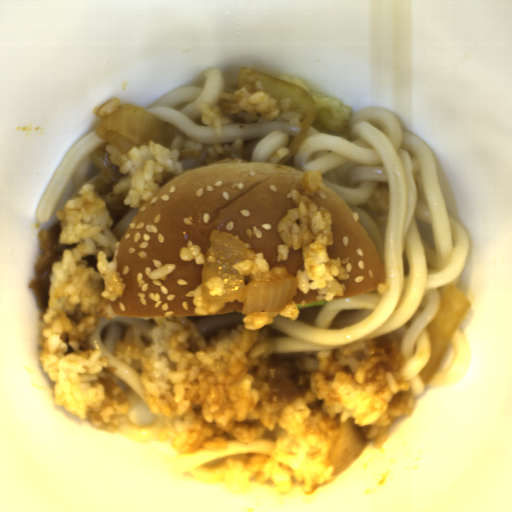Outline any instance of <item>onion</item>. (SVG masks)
<instances>
[{"label":"onion","mask_w":512,"mask_h":512,"mask_svg":"<svg viewBox=\"0 0 512 512\" xmlns=\"http://www.w3.org/2000/svg\"><path fill=\"white\" fill-rule=\"evenodd\" d=\"M256 253L237 237L224 231L209 233V246L204 255L201 278V300L208 305H223L237 299L242 302V314L267 313L277 316L287 304L293 305L297 294L296 278L255 281L253 275L242 276L232 265L244 260L253 261ZM221 276L227 294L213 297L204 282Z\"/></svg>","instance_id":"1"},{"label":"onion","mask_w":512,"mask_h":512,"mask_svg":"<svg viewBox=\"0 0 512 512\" xmlns=\"http://www.w3.org/2000/svg\"><path fill=\"white\" fill-rule=\"evenodd\" d=\"M95 134L123 154L132 147L140 148L153 141L169 149L175 138L190 139L172 123L155 117L141 106L120 103L115 111L102 118Z\"/></svg>","instance_id":"2"},{"label":"onion","mask_w":512,"mask_h":512,"mask_svg":"<svg viewBox=\"0 0 512 512\" xmlns=\"http://www.w3.org/2000/svg\"><path fill=\"white\" fill-rule=\"evenodd\" d=\"M471 310L472 303L466 293L451 284L441 297L436 317L429 323L431 357L418 373L426 388L434 379L457 328Z\"/></svg>","instance_id":"3"},{"label":"onion","mask_w":512,"mask_h":512,"mask_svg":"<svg viewBox=\"0 0 512 512\" xmlns=\"http://www.w3.org/2000/svg\"><path fill=\"white\" fill-rule=\"evenodd\" d=\"M259 81H261L265 87L267 94L277 101L289 99L291 103V111H300L304 117V119H300L298 122L301 127L300 134L294 136L288 146L290 155L276 163L286 164L301 147L307 138L312 125H314L317 104L311 94L303 87L243 66L241 67L238 76V91L244 87L246 83L256 84Z\"/></svg>","instance_id":"4"},{"label":"onion","mask_w":512,"mask_h":512,"mask_svg":"<svg viewBox=\"0 0 512 512\" xmlns=\"http://www.w3.org/2000/svg\"><path fill=\"white\" fill-rule=\"evenodd\" d=\"M368 428L356 425L350 418L339 423L336 437L325 457L328 466H332L333 475L342 478L370 445L373 438L366 439Z\"/></svg>","instance_id":"5"},{"label":"onion","mask_w":512,"mask_h":512,"mask_svg":"<svg viewBox=\"0 0 512 512\" xmlns=\"http://www.w3.org/2000/svg\"><path fill=\"white\" fill-rule=\"evenodd\" d=\"M107 145H111L110 142L107 141L100 145L90 154L89 158L91 162L100 169L101 173L108 180L116 184L118 180L129 177V174H121L119 166L115 165L109 160L110 154L105 150V146Z\"/></svg>","instance_id":"6"},{"label":"onion","mask_w":512,"mask_h":512,"mask_svg":"<svg viewBox=\"0 0 512 512\" xmlns=\"http://www.w3.org/2000/svg\"><path fill=\"white\" fill-rule=\"evenodd\" d=\"M99 378L100 380L91 382V388L94 387L95 384H101L104 394L110 399L115 400L118 404L129 403L128 396L116 382L110 377L99 376Z\"/></svg>","instance_id":"7"}]
</instances>
